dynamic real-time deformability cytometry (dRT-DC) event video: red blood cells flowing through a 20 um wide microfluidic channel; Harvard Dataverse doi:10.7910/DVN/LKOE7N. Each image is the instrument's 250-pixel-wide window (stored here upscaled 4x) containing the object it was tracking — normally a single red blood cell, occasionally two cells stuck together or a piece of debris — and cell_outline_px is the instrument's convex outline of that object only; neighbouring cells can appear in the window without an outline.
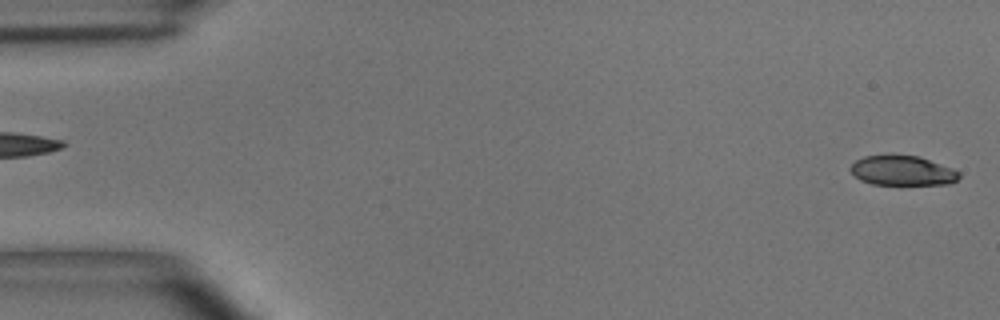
{"species": "common noctule bat (a hibernating species)", "species_latin": "Nyctalus noctula", "temperature_condition": "room temperature", "stored_images_in_passage": 5, "segment_of_instrument_passage": [2, 2], "camera_frame_rate_fps": 3000, "um_per_image_px": 0.085, "animal": {"sex": "male", "body_mass_g": 15.6}, "frame": {"image": 1, "passage_image": 5, "time_ms": 5.333, "image_size_px": [1000, 320], "cell_outline_px": [[960, 176], [956, 180], [948, 184], [872, 184], [860, 180], [852, 172], [852, 164], [856, 160], [864, 156], [892, 152], [920, 156], [952, 168], [960, 172]], "centroid_in_image_um": [76.7, 14.45], "position_along_channel_um": 8.3, "area_um2": 19.25}}